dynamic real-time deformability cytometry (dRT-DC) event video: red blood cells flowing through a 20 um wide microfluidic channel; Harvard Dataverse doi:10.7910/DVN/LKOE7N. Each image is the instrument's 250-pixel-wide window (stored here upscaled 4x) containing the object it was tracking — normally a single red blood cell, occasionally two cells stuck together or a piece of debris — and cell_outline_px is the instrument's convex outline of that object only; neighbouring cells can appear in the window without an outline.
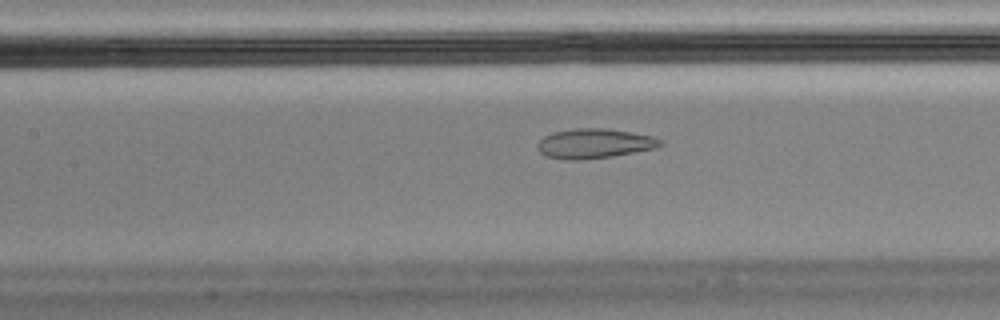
{"species": "Egyptian fruit bat (a non-hibernating species)", "species_latin": "Rousettus aegyptiacus", "temperature_condition": "cold", "stored_images_in_passage": 57, "camera_frame_rate_fps": 3000, "um_per_image_px": 0.085, "animal": {"sex": "male"}, "frame": {"image": 1, "passage_image": 25, "time_ms": 8.0, "image_size_px": [1000, 320], "cell_outline_px": [[664, 144], [656, 148], [612, 156], [576, 160], [564, 160], [548, 156], [540, 152], [536, 148], [536, 144], [544, 136], [552, 132], [576, 128], [608, 128], [632, 132], [652, 136], [664, 140]], "centroid_in_image_um": [50.53, 12.19], "position_along_channel_um": 156.9, "area_um2": 21.39}, "authors_computed_cell_mechanics": {"area_um2": 23.2356, "velocity_mm_per_s": 3.4702, "shape_relaxation_time_tau1_ms": null, "shape_relaxation_time_tau2_ms": 0.9554, "deformation_change_tau1": null, "deformation_change_tau2": 0.067}}